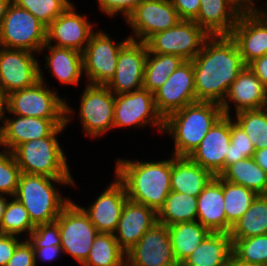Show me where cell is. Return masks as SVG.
<instances>
[{
	"label": "cell",
	"mask_w": 267,
	"mask_h": 266,
	"mask_svg": "<svg viewBox=\"0 0 267 266\" xmlns=\"http://www.w3.org/2000/svg\"><path fill=\"white\" fill-rule=\"evenodd\" d=\"M193 63L197 101L221 104L230 85L247 66L230 35L209 36Z\"/></svg>",
	"instance_id": "1"
},
{
	"label": "cell",
	"mask_w": 267,
	"mask_h": 266,
	"mask_svg": "<svg viewBox=\"0 0 267 266\" xmlns=\"http://www.w3.org/2000/svg\"><path fill=\"white\" fill-rule=\"evenodd\" d=\"M117 158L114 175L125 186L127 198L156 212L171 192L172 154L160 161Z\"/></svg>",
	"instance_id": "2"
},
{
	"label": "cell",
	"mask_w": 267,
	"mask_h": 266,
	"mask_svg": "<svg viewBox=\"0 0 267 266\" xmlns=\"http://www.w3.org/2000/svg\"><path fill=\"white\" fill-rule=\"evenodd\" d=\"M66 100V124L60 126L50 137L31 140L18 145L12 152L21 173L43 175L51 178H72L67 156L58 141L67 126L74 121L75 109Z\"/></svg>",
	"instance_id": "3"
},
{
	"label": "cell",
	"mask_w": 267,
	"mask_h": 266,
	"mask_svg": "<svg viewBox=\"0 0 267 266\" xmlns=\"http://www.w3.org/2000/svg\"><path fill=\"white\" fill-rule=\"evenodd\" d=\"M223 116L221 105L198 101L170 114L164 120L163 134L174 141V156H189L212 126Z\"/></svg>",
	"instance_id": "4"
},
{
	"label": "cell",
	"mask_w": 267,
	"mask_h": 266,
	"mask_svg": "<svg viewBox=\"0 0 267 266\" xmlns=\"http://www.w3.org/2000/svg\"><path fill=\"white\" fill-rule=\"evenodd\" d=\"M55 183L58 186H76L74 178L21 173L14 197L26 208L34 226L55 222L63 208L72 200L64 197Z\"/></svg>",
	"instance_id": "5"
},
{
	"label": "cell",
	"mask_w": 267,
	"mask_h": 266,
	"mask_svg": "<svg viewBox=\"0 0 267 266\" xmlns=\"http://www.w3.org/2000/svg\"><path fill=\"white\" fill-rule=\"evenodd\" d=\"M40 65V80L31 87L11 92L6 99V113L43 119H66V98L48 87Z\"/></svg>",
	"instance_id": "6"
},
{
	"label": "cell",
	"mask_w": 267,
	"mask_h": 266,
	"mask_svg": "<svg viewBox=\"0 0 267 266\" xmlns=\"http://www.w3.org/2000/svg\"><path fill=\"white\" fill-rule=\"evenodd\" d=\"M46 30L33 14L11 3L0 27V46L39 54L46 44Z\"/></svg>",
	"instance_id": "7"
},
{
	"label": "cell",
	"mask_w": 267,
	"mask_h": 266,
	"mask_svg": "<svg viewBox=\"0 0 267 266\" xmlns=\"http://www.w3.org/2000/svg\"><path fill=\"white\" fill-rule=\"evenodd\" d=\"M129 36L117 42L103 29H97L82 52L83 75L86 84L106 85L114 76L121 47Z\"/></svg>",
	"instance_id": "8"
},
{
	"label": "cell",
	"mask_w": 267,
	"mask_h": 266,
	"mask_svg": "<svg viewBox=\"0 0 267 266\" xmlns=\"http://www.w3.org/2000/svg\"><path fill=\"white\" fill-rule=\"evenodd\" d=\"M60 228V240L63 254L70 255L82 265L88 258L98 231L88 215L71 200L56 219Z\"/></svg>",
	"instance_id": "9"
},
{
	"label": "cell",
	"mask_w": 267,
	"mask_h": 266,
	"mask_svg": "<svg viewBox=\"0 0 267 266\" xmlns=\"http://www.w3.org/2000/svg\"><path fill=\"white\" fill-rule=\"evenodd\" d=\"M83 88L78 116L82 131L92 140L114 130L115 95L106 85L86 84Z\"/></svg>",
	"instance_id": "10"
},
{
	"label": "cell",
	"mask_w": 267,
	"mask_h": 266,
	"mask_svg": "<svg viewBox=\"0 0 267 266\" xmlns=\"http://www.w3.org/2000/svg\"><path fill=\"white\" fill-rule=\"evenodd\" d=\"M114 128L142 129L154 127L161 134L164 119L157 111L154 93L140 89L130 93L115 95Z\"/></svg>",
	"instance_id": "11"
},
{
	"label": "cell",
	"mask_w": 267,
	"mask_h": 266,
	"mask_svg": "<svg viewBox=\"0 0 267 266\" xmlns=\"http://www.w3.org/2000/svg\"><path fill=\"white\" fill-rule=\"evenodd\" d=\"M208 37L195 21L180 20L174 27L155 33L146 44L150 53L177 55L191 61Z\"/></svg>",
	"instance_id": "12"
},
{
	"label": "cell",
	"mask_w": 267,
	"mask_h": 266,
	"mask_svg": "<svg viewBox=\"0 0 267 266\" xmlns=\"http://www.w3.org/2000/svg\"><path fill=\"white\" fill-rule=\"evenodd\" d=\"M39 54L0 46V89L11 92L33 86L40 80Z\"/></svg>",
	"instance_id": "13"
},
{
	"label": "cell",
	"mask_w": 267,
	"mask_h": 266,
	"mask_svg": "<svg viewBox=\"0 0 267 266\" xmlns=\"http://www.w3.org/2000/svg\"><path fill=\"white\" fill-rule=\"evenodd\" d=\"M130 39L146 42L155 33L174 27L180 18L170 0H143L125 20Z\"/></svg>",
	"instance_id": "14"
},
{
	"label": "cell",
	"mask_w": 267,
	"mask_h": 266,
	"mask_svg": "<svg viewBox=\"0 0 267 266\" xmlns=\"http://www.w3.org/2000/svg\"><path fill=\"white\" fill-rule=\"evenodd\" d=\"M148 47L146 42L129 39L120 49L116 71L106 84L114 95L143 88Z\"/></svg>",
	"instance_id": "15"
},
{
	"label": "cell",
	"mask_w": 267,
	"mask_h": 266,
	"mask_svg": "<svg viewBox=\"0 0 267 266\" xmlns=\"http://www.w3.org/2000/svg\"><path fill=\"white\" fill-rule=\"evenodd\" d=\"M86 14L78 13L73 2L52 21L46 30V44L55 47L70 48L83 52L91 35L95 32L93 22Z\"/></svg>",
	"instance_id": "16"
},
{
	"label": "cell",
	"mask_w": 267,
	"mask_h": 266,
	"mask_svg": "<svg viewBox=\"0 0 267 266\" xmlns=\"http://www.w3.org/2000/svg\"><path fill=\"white\" fill-rule=\"evenodd\" d=\"M157 111L165 120L186 105L198 102L195 95L192 61H184L154 92Z\"/></svg>",
	"instance_id": "17"
},
{
	"label": "cell",
	"mask_w": 267,
	"mask_h": 266,
	"mask_svg": "<svg viewBox=\"0 0 267 266\" xmlns=\"http://www.w3.org/2000/svg\"><path fill=\"white\" fill-rule=\"evenodd\" d=\"M131 266H178L168 227L156 223L126 253Z\"/></svg>",
	"instance_id": "18"
},
{
	"label": "cell",
	"mask_w": 267,
	"mask_h": 266,
	"mask_svg": "<svg viewBox=\"0 0 267 266\" xmlns=\"http://www.w3.org/2000/svg\"><path fill=\"white\" fill-rule=\"evenodd\" d=\"M66 119H43L5 113L0 129V149L13 151L18 145L44 137H50Z\"/></svg>",
	"instance_id": "19"
},
{
	"label": "cell",
	"mask_w": 267,
	"mask_h": 266,
	"mask_svg": "<svg viewBox=\"0 0 267 266\" xmlns=\"http://www.w3.org/2000/svg\"><path fill=\"white\" fill-rule=\"evenodd\" d=\"M230 37L246 65L267 54V23L252 7L241 12Z\"/></svg>",
	"instance_id": "20"
},
{
	"label": "cell",
	"mask_w": 267,
	"mask_h": 266,
	"mask_svg": "<svg viewBox=\"0 0 267 266\" xmlns=\"http://www.w3.org/2000/svg\"><path fill=\"white\" fill-rule=\"evenodd\" d=\"M230 142V116L223 115L188 157L214 176H219L225 170Z\"/></svg>",
	"instance_id": "21"
},
{
	"label": "cell",
	"mask_w": 267,
	"mask_h": 266,
	"mask_svg": "<svg viewBox=\"0 0 267 266\" xmlns=\"http://www.w3.org/2000/svg\"><path fill=\"white\" fill-rule=\"evenodd\" d=\"M127 199L125 186L115 176L90 205L87 207L81 205L80 207L99 233H114Z\"/></svg>",
	"instance_id": "22"
},
{
	"label": "cell",
	"mask_w": 267,
	"mask_h": 266,
	"mask_svg": "<svg viewBox=\"0 0 267 266\" xmlns=\"http://www.w3.org/2000/svg\"><path fill=\"white\" fill-rule=\"evenodd\" d=\"M220 105L225 116L233 115L231 114L233 105L235 114L244 110L265 108L267 107V87L246 66L230 85Z\"/></svg>",
	"instance_id": "23"
},
{
	"label": "cell",
	"mask_w": 267,
	"mask_h": 266,
	"mask_svg": "<svg viewBox=\"0 0 267 266\" xmlns=\"http://www.w3.org/2000/svg\"><path fill=\"white\" fill-rule=\"evenodd\" d=\"M156 223L154 209L127 199L113 234L120 248L127 253Z\"/></svg>",
	"instance_id": "24"
},
{
	"label": "cell",
	"mask_w": 267,
	"mask_h": 266,
	"mask_svg": "<svg viewBox=\"0 0 267 266\" xmlns=\"http://www.w3.org/2000/svg\"><path fill=\"white\" fill-rule=\"evenodd\" d=\"M194 20L209 36L230 35L241 12L247 7L240 0H200Z\"/></svg>",
	"instance_id": "25"
},
{
	"label": "cell",
	"mask_w": 267,
	"mask_h": 266,
	"mask_svg": "<svg viewBox=\"0 0 267 266\" xmlns=\"http://www.w3.org/2000/svg\"><path fill=\"white\" fill-rule=\"evenodd\" d=\"M39 54L41 56L43 54L45 58L44 68L57 79L58 83L69 87L78 86L84 76L81 52L45 44Z\"/></svg>",
	"instance_id": "26"
},
{
	"label": "cell",
	"mask_w": 267,
	"mask_h": 266,
	"mask_svg": "<svg viewBox=\"0 0 267 266\" xmlns=\"http://www.w3.org/2000/svg\"><path fill=\"white\" fill-rule=\"evenodd\" d=\"M197 221L211 232L227 233V218L220 176H215L197 196Z\"/></svg>",
	"instance_id": "27"
},
{
	"label": "cell",
	"mask_w": 267,
	"mask_h": 266,
	"mask_svg": "<svg viewBox=\"0 0 267 266\" xmlns=\"http://www.w3.org/2000/svg\"><path fill=\"white\" fill-rule=\"evenodd\" d=\"M214 177L188 156L172 155L171 191L197 197Z\"/></svg>",
	"instance_id": "28"
},
{
	"label": "cell",
	"mask_w": 267,
	"mask_h": 266,
	"mask_svg": "<svg viewBox=\"0 0 267 266\" xmlns=\"http://www.w3.org/2000/svg\"><path fill=\"white\" fill-rule=\"evenodd\" d=\"M232 256L230 233L211 232L182 263L183 266H227Z\"/></svg>",
	"instance_id": "29"
},
{
	"label": "cell",
	"mask_w": 267,
	"mask_h": 266,
	"mask_svg": "<svg viewBox=\"0 0 267 266\" xmlns=\"http://www.w3.org/2000/svg\"><path fill=\"white\" fill-rule=\"evenodd\" d=\"M168 227L175 259L182 264L211 233L198 221L176 223Z\"/></svg>",
	"instance_id": "30"
},
{
	"label": "cell",
	"mask_w": 267,
	"mask_h": 266,
	"mask_svg": "<svg viewBox=\"0 0 267 266\" xmlns=\"http://www.w3.org/2000/svg\"><path fill=\"white\" fill-rule=\"evenodd\" d=\"M219 176L225 181L242 185L258 195L267 194V173L253 157L230 164Z\"/></svg>",
	"instance_id": "31"
},
{
	"label": "cell",
	"mask_w": 267,
	"mask_h": 266,
	"mask_svg": "<svg viewBox=\"0 0 267 266\" xmlns=\"http://www.w3.org/2000/svg\"><path fill=\"white\" fill-rule=\"evenodd\" d=\"M190 221H197V197L171 191L157 212V222L170 226Z\"/></svg>",
	"instance_id": "32"
},
{
	"label": "cell",
	"mask_w": 267,
	"mask_h": 266,
	"mask_svg": "<svg viewBox=\"0 0 267 266\" xmlns=\"http://www.w3.org/2000/svg\"><path fill=\"white\" fill-rule=\"evenodd\" d=\"M267 234V194L255 197L247 212L232 226L231 239Z\"/></svg>",
	"instance_id": "33"
},
{
	"label": "cell",
	"mask_w": 267,
	"mask_h": 266,
	"mask_svg": "<svg viewBox=\"0 0 267 266\" xmlns=\"http://www.w3.org/2000/svg\"><path fill=\"white\" fill-rule=\"evenodd\" d=\"M184 61L177 55L150 53L148 51L143 89L154 93Z\"/></svg>",
	"instance_id": "34"
},
{
	"label": "cell",
	"mask_w": 267,
	"mask_h": 266,
	"mask_svg": "<svg viewBox=\"0 0 267 266\" xmlns=\"http://www.w3.org/2000/svg\"><path fill=\"white\" fill-rule=\"evenodd\" d=\"M224 210L227 218V233L232 226L247 212L258 195L254 191L222 179Z\"/></svg>",
	"instance_id": "35"
},
{
	"label": "cell",
	"mask_w": 267,
	"mask_h": 266,
	"mask_svg": "<svg viewBox=\"0 0 267 266\" xmlns=\"http://www.w3.org/2000/svg\"><path fill=\"white\" fill-rule=\"evenodd\" d=\"M126 258L113 233H98L81 266H116Z\"/></svg>",
	"instance_id": "36"
},
{
	"label": "cell",
	"mask_w": 267,
	"mask_h": 266,
	"mask_svg": "<svg viewBox=\"0 0 267 266\" xmlns=\"http://www.w3.org/2000/svg\"><path fill=\"white\" fill-rule=\"evenodd\" d=\"M34 228L23 204L15 197H9L0 223V233L19 237L22 235L27 239Z\"/></svg>",
	"instance_id": "37"
},
{
	"label": "cell",
	"mask_w": 267,
	"mask_h": 266,
	"mask_svg": "<svg viewBox=\"0 0 267 266\" xmlns=\"http://www.w3.org/2000/svg\"><path fill=\"white\" fill-rule=\"evenodd\" d=\"M232 118L246 132L255 150L267 147V107L240 111Z\"/></svg>",
	"instance_id": "38"
},
{
	"label": "cell",
	"mask_w": 267,
	"mask_h": 266,
	"mask_svg": "<svg viewBox=\"0 0 267 266\" xmlns=\"http://www.w3.org/2000/svg\"><path fill=\"white\" fill-rule=\"evenodd\" d=\"M232 240V255L240 262L267 266V234Z\"/></svg>",
	"instance_id": "39"
},
{
	"label": "cell",
	"mask_w": 267,
	"mask_h": 266,
	"mask_svg": "<svg viewBox=\"0 0 267 266\" xmlns=\"http://www.w3.org/2000/svg\"><path fill=\"white\" fill-rule=\"evenodd\" d=\"M11 2L29 11L46 27L72 3L70 0H11Z\"/></svg>",
	"instance_id": "40"
},
{
	"label": "cell",
	"mask_w": 267,
	"mask_h": 266,
	"mask_svg": "<svg viewBox=\"0 0 267 266\" xmlns=\"http://www.w3.org/2000/svg\"><path fill=\"white\" fill-rule=\"evenodd\" d=\"M230 133L231 142L228 146V153L225 156V169L232 163L253 157L256 151L246 132L234 122L232 116H230Z\"/></svg>",
	"instance_id": "41"
},
{
	"label": "cell",
	"mask_w": 267,
	"mask_h": 266,
	"mask_svg": "<svg viewBox=\"0 0 267 266\" xmlns=\"http://www.w3.org/2000/svg\"><path fill=\"white\" fill-rule=\"evenodd\" d=\"M21 170L13 152L2 149L0 151V194L14 197Z\"/></svg>",
	"instance_id": "42"
},
{
	"label": "cell",
	"mask_w": 267,
	"mask_h": 266,
	"mask_svg": "<svg viewBox=\"0 0 267 266\" xmlns=\"http://www.w3.org/2000/svg\"><path fill=\"white\" fill-rule=\"evenodd\" d=\"M143 0H98V8L102 14L111 19L117 15L123 16L126 20L135 8Z\"/></svg>",
	"instance_id": "43"
},
{
	"label": "cell",
	"mask_w": 267,
	"mask_h": 266,
	"mask_svg": "<svg viewBox=\"0 0 267 266\" xmlns=\"http://www.w3.org/2000/svg\"><path fill=\"white\" fill-rule=\"evenodd\" d=\"M27 239L31 244H52L54 246H61L59 224L55 221L37 225Z\"/></svg>",
	"instance_id": "44"
},
{
	"label": "cell",
	"mask_w": 267,
	"mask_h": 266,
	"mask_svg": "<svg viewBox=\"0 0 267 266\" xmlns=\"http://www.w3.org/2000/svg\"><path fill=\"white\" fill-rule=\"evenodd\" d=\"M6 266H36L33 246L28 239L18 244Z\"/></svg>",
	"instance_id": "45"
},
{
	"label": "cell",
	"mask_w": 267,
	"mask_h": 266,
	"mask_svg": "<svg viewBox=\"0 0 267 266\" xmlns=\"http://www.w3.org/2000/svg\"><path fill=\"white\" fill-rule=\"evenodd\" d=\"M180 20L194 21L199 14L200 0H170Z\"/></svg>",
	"instance_id": "46"
},
{
	"label": "cell",
	"mask_w": 267,
	"mask_h": 266,
	"mask_svg": "<svg viewBox=\"0 0 267 266\" xmlns=\"http://www.w3.org/2000/svg\"><path fill=\"white\" fill-rule=\"evenodd\" d=\"M35 257V265L37 266V261H43V263L53 262L57 260L60 255L63 256V250L61 246H54L52 244H32Z\"/></svg>",
	"instance_id": "47"
},
{
	"label": "cell",
	"mask_w": 267,
	"mask_h": 266,
	"mask_svg": "<svg viewBox=\"0 0 267 266\" xmlns=\"http://www.w3.org/2000/svg\"><path fill=\"white\" fill-rule=\"evenodd\" d=\"M23 237L0 233V266H6Z\"/></svg>",
	"instance_id": "48"
},
{
	"label": "cell",
	"mask_w": 267,
	"mask_h": 266,
	"mask_svg": "<svg viewBox=\"0 0 267 266\" xmlns=\"http://www.w3.org/2000/svg\"><path fill=\"white\" fill-rule=\"evenodd\" d=\"M247 66L267 87V54L254 59Z\"/></svg>",
	"instance_id": "49"
},
{
	"label": "cell",
	"mask_w": 267,
	"mask_h": 266,
	"mask_svg": "<svg viewBox=\"0 0 267 266\" xmlns=\"http://www.w3.org/2000/svg\"><path fill=\"white\" fill-rule=\"evenodd\" d=\"M253 159L267 173V147L261 150H256Z\"/></svg>",
	"instance_id": "50"
},
{
	"label": "cell",
	"mask_w": 267,
	"mask_h": 266,
	"mask_svg": "<svg viewBox=\"0 0 267 266\" xmlns=\"http://www.w3.org/2000/svg\"><path fill=\"white\" fill-rule=\"evenodd\" d=\"M6 99H7V96L0 89V129L3 125V120H4L5 113H6Z\"/></svg>",
	"instance_id": "51"
},
{
	"label": "cell",
	"mask_w": 267,
	"mask_h": 266,
	"mask_svg": "<svg viewBox=\"0 0 267 266\" xmlns=\"http://www.w3.org/2000/svg\"><path fill=\"white\" fill-rule=\"evenodd\" d=\"M11 3V0H0V27L2 24V20L6 15L7 9Z\"/></svg>",
	"instance_id": "52"
},
{
	"label": "cell",
	"mask_w": 267,
	"mask_h": 266,
	"mask_svg": "<svg viewBox=\"0 0 267 266\" xmlns=\"http://www.w3.org/2000/svg\"><path fill=\"white\" fill-rule=\"evenodd\" d=\"M267 23V1L260 7L259 5L253 4L251 6ZM262 8V9H261Z\"/></svg>",
	"instance_id": "53"
},
{
	"label": "cell",
	"mask_w": 267,
	"mask_h": 266,
	"mask_svg": "<svg viewBox=\"0 0 267 266\" xmlns=\"http://www.w3.org/2000/svg\"><path fill=\"white\" fill-rule=\"evenodd\" d=\"M227 266H261V265H254L249 264L245 262H240L237 258H235L233 255L229 258V261L227 263Z\"/></svg>",
	"instance_id": "54"
},
{
	"label": "cell",
	"mask_w": 267,
	"mask_h": 266,
	"mask_svg": "<svg viewBox=\"0 0 267 266\" xmlns=\"http://www.w3.org/2000/svg\"><path fill=\"white\" fill-rule=\"evenodd\" d=\"M9 196L0 194V223L2 221L3 218V213L7 204Z\"/></svg>",
	"instance_id": "55"
},
{
	"label": "cell",
	"mask_w": 267,
	"mask_h": 266,
	"mask_svg": "<svg viewBox=\"0 0 267 266\" xmlns=\"http://www.w3.org/2000/svg\"><path fill=\"white\" fill-rule=\"evenodd\" d=\"M243 2L247 7H251L253 4H256V0H240Z\"/></svg>",
	"instance_id": "56"
},
{
	"label": "cell",
	"mask_w": 267,
	"mask_h": 266,
	"mask_svg": "<svg viewBox=\"0 0 267 266\" xmlns=\"http://www.w3.org/2000/svg\"><path fill=\"white\" fill-rule=\"evenodd\" d=\"M116 266H131V264H130V261L127 258H125L123 261H121Z\"/></svg>",
	"instance_id": "57"
}]
</instances>
